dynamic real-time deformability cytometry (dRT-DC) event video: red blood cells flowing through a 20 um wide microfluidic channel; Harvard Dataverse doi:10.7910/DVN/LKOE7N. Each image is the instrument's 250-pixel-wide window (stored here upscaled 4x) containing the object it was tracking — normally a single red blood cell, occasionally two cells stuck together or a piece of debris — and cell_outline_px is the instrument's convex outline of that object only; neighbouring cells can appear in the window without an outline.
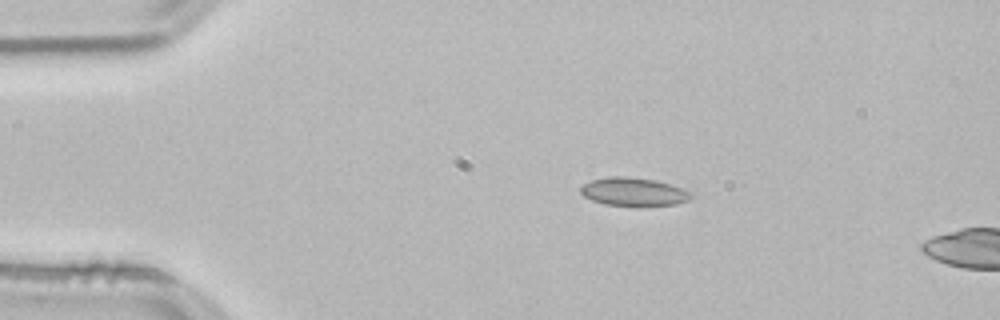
{"species": "common noctule bat (a hibernating species)", "species_latin": "Nyctalus noctula", "temperature_condition": "room temperature", "stored_images_in_passage": 5, "camera_frame_rate_fps": 3000, "um_per_image_px": 0.085, "animal": {"sex": "male", "body_mass_g": 21.5, "forearm_length_mm": 52.0}, "frame": {"image": 1, "passage_image": 1, "time_ms": 0.0, "image_size_px": [1000, 320], "cell_outline_px": [[692, 196], [688, 200], [676, 204], [604, 204], [592, 200], [584, 196], [580, 192], [580, 188], [584, 184], [592, 180], [608, 176], [624, 176], [656, 180], [684, 188], [692, 192]], "centroid_in_image_um": [53.86, 16.26], "position_along_channel_um": 31.1, "area_um2": 17.74}}